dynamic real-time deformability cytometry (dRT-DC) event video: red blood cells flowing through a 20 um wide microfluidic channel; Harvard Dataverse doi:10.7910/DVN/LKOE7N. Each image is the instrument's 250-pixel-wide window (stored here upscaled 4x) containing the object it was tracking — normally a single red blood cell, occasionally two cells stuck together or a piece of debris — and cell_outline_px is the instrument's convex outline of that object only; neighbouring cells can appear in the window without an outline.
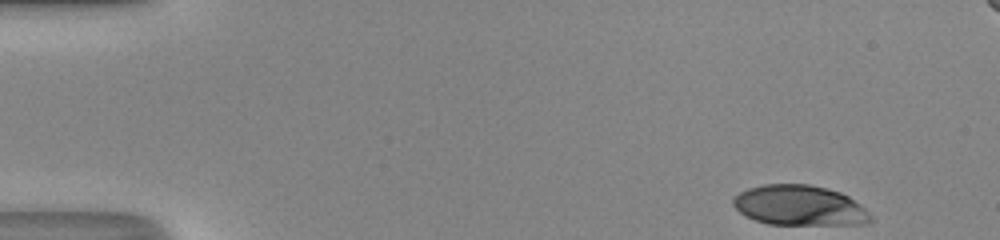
{"species": "human", "species_latin": "Homo sapiens", "temperature_condition": "room temperature", "stored_images_in_passage": 46, "segment_of_instrument_passage": [1, 2], "camera_frame_rate_fps": 3000, "um_per_image_px": 0.085, "donor": {"sex": "male"}, "frame": {"image": 1, "passage_image": 1, "time_ms": 0.0, "image_size_px": [1000, 240], "cell_outline_px": [[872, 220], [868, 224], [768, 224], [744, 216], [732, 204], [732, 196], [748, 188], [764, 184], [808, 184], [840, 192], [848, 196], [860, 204], [872, 216]], "centroid_in_image_um": [67.94, 17.46], "position_along_channel_um": 17.1, "area_um2": 32.19}}
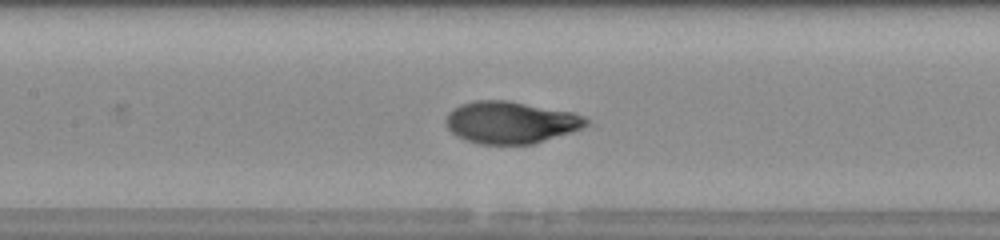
{"frame": {"image": 2, "passage_image": 20, "time_ms": 6.333, "image_size_px": [1000, 240], "cell_outline_px": [[588, 124], [580, 128], [532, 144], [480, 144], [464, 140], [456, 136], [448, 128], [444, 120], [448, 112], [452, 108], [460, 104], [472, 100], [508, 100], [572, 112], [584, 116], [588, 120]], "centroid_in_image_um": [43.33, 10.39], "position_along_channel_um": 164.1, "area_um2": 34.33}}
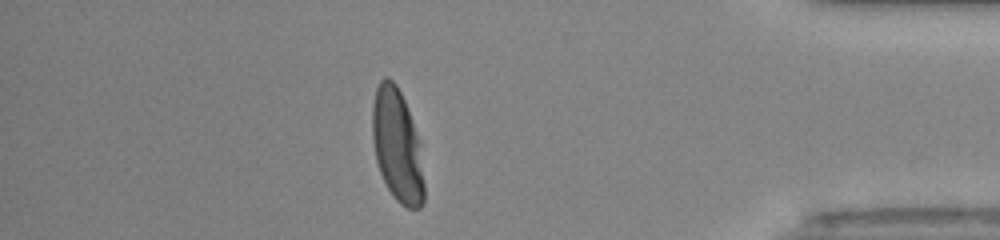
{"frame": {"image": 3, "passage_image": 39, "time_ms": 12.667, "image_size_px": [1000, 240], "cell_outline_px": [[424, 204], [420, 208], [408, 208], [400, 204], [396, 200], [388, 188], [380, 172], [376, 160], [372, 136], [372, 104], [376, 88], [380, 80], [384, 76], [388, 76], [396, 84], [404, 100], [416, 136], [424, 184]], "centroid_in_image_um": [33.72, 12.37], "position_along_channel_um": 401.5, "area_um2": 33.35}}